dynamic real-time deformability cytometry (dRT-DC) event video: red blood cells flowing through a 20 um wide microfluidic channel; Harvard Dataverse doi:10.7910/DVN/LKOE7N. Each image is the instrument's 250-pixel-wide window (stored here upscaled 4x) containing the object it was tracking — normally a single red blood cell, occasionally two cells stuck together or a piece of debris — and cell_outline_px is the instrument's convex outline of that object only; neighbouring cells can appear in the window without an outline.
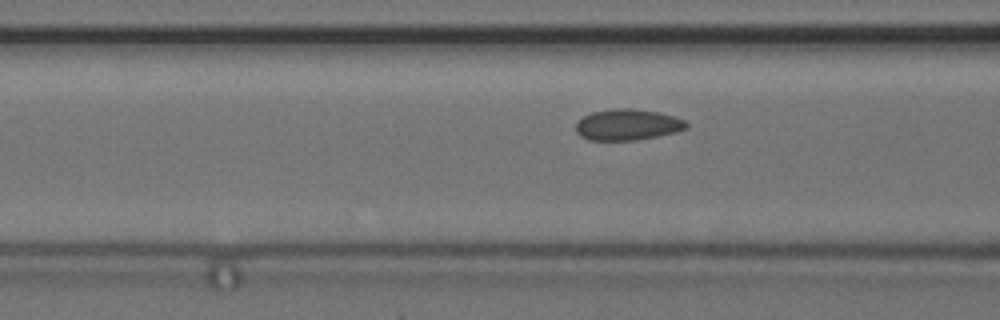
{"species": "common noctule bat (a hibernating species)", "species_latin": "Nyctalus noctula", "temperature_condition": "cold", "stored_images_in_passage": 17, "camera_frame_rate_fps": 3000, "um_per_image_px": 0.085, "animal": {"sex": "female", "body_mass_g": 24.6, "forearm_length_mm": 56.2}, "frame": {"image": 1, "passage_image": 15, "time_ms": 4.667, "image_size_px": [1000, 320], "cell_outline_px": [[688, 128], [676, 132], [636, 140], [588, 140], [580, 136], [576, 132], [576, 124], [584, 116], [592, 112], [612, 108], [632, 108], [660, 112], [684, 120], [688, 124]], "centroid_in_image_um": [53.34, 10.59], "position_along_channel_um": 113.3, "area_um2": 20.06}}